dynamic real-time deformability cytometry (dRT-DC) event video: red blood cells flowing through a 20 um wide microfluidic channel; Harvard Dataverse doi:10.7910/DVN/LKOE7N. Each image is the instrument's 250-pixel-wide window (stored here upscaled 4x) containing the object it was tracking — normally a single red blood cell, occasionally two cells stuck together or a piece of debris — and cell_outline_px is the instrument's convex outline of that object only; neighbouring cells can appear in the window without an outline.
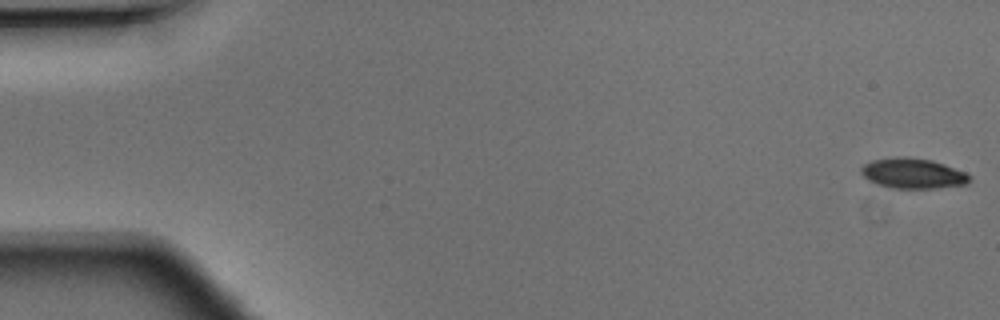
{"species": "Egyptian fruit bat (a non-hibernating species)", "species_latin": "Rousettus aegyptiacus", "temperature_condition": "warm", "stored_images_in_passage": 16, "camera_frame_rate_fps": 3000, "um_per_image_px": 0.085, "animal": {"sex": "male"}, "frame": {"image": 1, "passage_image": 1, "time_ms": 0.0, "image_size_px": [1000, 320], "cell_outline_px": [[972, 180], [968, 184], [936, 188], [892, 188], [876, 184], [868, 180], [860, 172], [860, 168], [864, 164], [872, 160], [896, 156], [904, 156], [932, 160], [944, 164], [964, 172], [972, 176]], "centroid_in_image_um": [77.59, 14.73], "position_along_channel_um": 7.4, "area_um2": 19.31}}
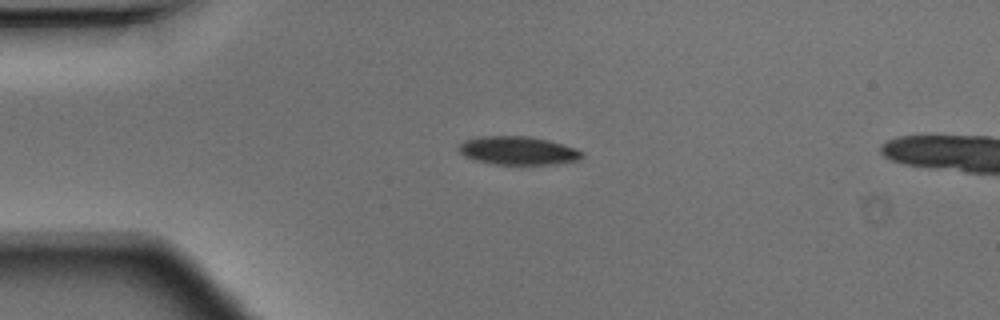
{"frame": {"image": 2, "passage_image": 12, "time_ms": 3.667, "image_size_px": [1000, 320], "cell_outline_px": [[584, 156], [580, 160], [556, 164], [496, 164], [476, 160], [464, 156], [456, 148], [464, 140], [480, 136], [528, 136], [548, 140], [576, 148], [584, 152]], "centroid_in_image_um": [44.05, 12.8], "position_along_channel_um": 41.0, "area_um2": 20.46}}